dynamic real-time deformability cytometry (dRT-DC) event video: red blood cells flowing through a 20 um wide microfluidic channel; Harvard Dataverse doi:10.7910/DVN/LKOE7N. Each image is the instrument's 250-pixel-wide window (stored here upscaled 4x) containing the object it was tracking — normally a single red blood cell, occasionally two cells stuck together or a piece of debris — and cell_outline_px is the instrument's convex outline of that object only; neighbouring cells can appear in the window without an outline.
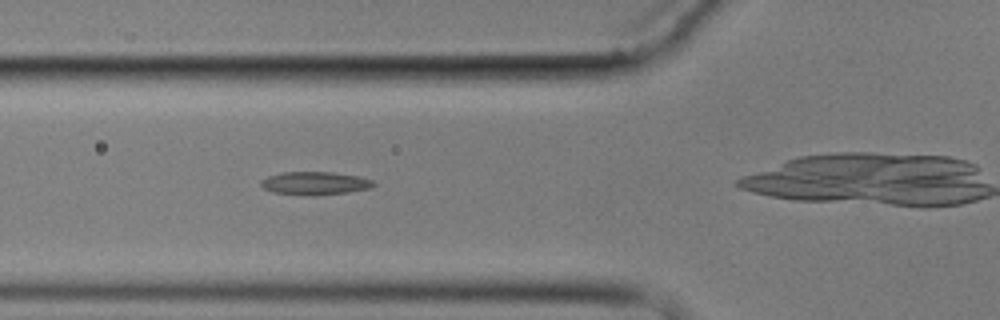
{"species": "common noctule bat (a hibernating species)", "species_latin": "Nyctalus noctula", "temperature_condition": "cold", "stored_images_in_passage": 4, "camera_frame_rate_fps": 3000, "um_per_image_px": 0.085, "animal": {"sex": "male", "body_mass_g": 17.9}, "frame": {"image": 1, "passage_image": 3, "time_ms": 2.333, "image_size_px": [1000, 320], "cell_outline_px": [[376, 184], [372, 188], [348, 192], [312, 196], [272, 192], [264, 188], [260, 184], [260, 180], [268, 176], [280, 172], [332, 172], [356, 176], [372, 180]], "centroid_in_image_um": [26.75, 15.58], "position_along_channel_um": 99.1, "area_um2": 15.2}}